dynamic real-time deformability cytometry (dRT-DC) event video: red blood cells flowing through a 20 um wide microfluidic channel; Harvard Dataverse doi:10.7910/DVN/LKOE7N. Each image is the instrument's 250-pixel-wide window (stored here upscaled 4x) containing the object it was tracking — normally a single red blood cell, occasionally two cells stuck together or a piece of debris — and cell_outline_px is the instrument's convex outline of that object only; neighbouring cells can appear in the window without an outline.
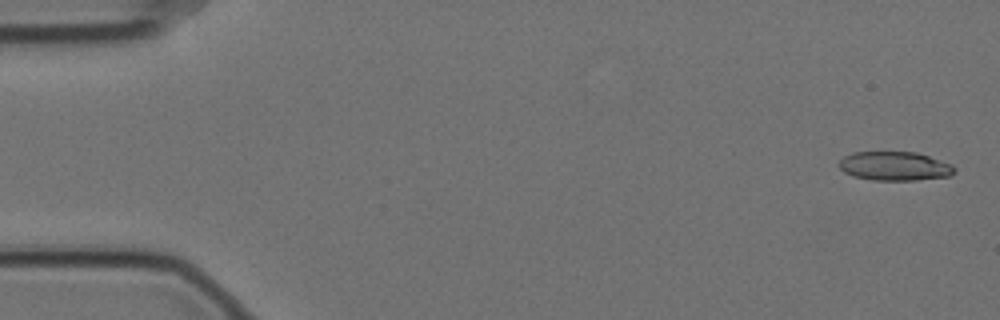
{"species": "Egyptian fruit bat (a non-hibernating species)", "species_latin": "Rousettus aegyptiacus", "temperature_condition": "cold", "stored_images_in_passage": 9, "camera_frame_rate_fps": 3000, "um_per_image_px": 0.085, "animal": {"sex": "female"}, "frame": {"image": 1, "passage_image": 1, "time_ms": 0.0, "image_size_px": [1000, 320], "cell_outline_px": [[956, 168], [948, 176], [916, 180], [872, 180], [852, 176], [844, 172], [840, 168], [840, 160], [844, 156], [852, 152], [916, 152], [952, 164]], "centroid_in_image_um": [76.02, 14.12], "position_along_channel_um": 9.0, "area_um2": 19.36}}